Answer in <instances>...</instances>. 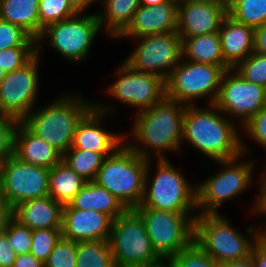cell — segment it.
I'll list each match as a JSON object with an SVG mask.
<instances>
[{
  "mask_svg": "<svg viewBox=\"0 0 266 267\" xmlns=\"http://www.w3.org/2000/svg\"><path fill=\"white\" fill-rule=\"evenodd\" d=\"M227 14L239 23L257 28L266 24V0H229Z\"/></svg>",
  "mask_w": 266,
  "mask_h": 267,
  "instance_id": "cell-31",
  "label": "cell"
},
{
  "mask_svg": "<svg viewBox=\"0 0 266 267\" xmlns=\"http://www.w3.org/2000/svg\"><path fill=\"white\" fill-rule=\"evenodd\" d=\"M148 159L140 157L126 143L105 157L93 180L108 190L126 209L141 204L144 196Z\"/></svg>",
  "mask_w": 266,
  "mask_h": 267,
  "instance_id": "cell-6",
  "label": "cell"
},
{
  "mask_svg": "<svg viewBox=\"0 0 266 267\" xmlns=\"http://www.w3.org/2000/svg\"><path fill=\"white\" fill-rule=\"evenodd\" d=\"M77 13L68 0H39L40 36L48 25L66 20Z\"/></svg>",
  "mask_w": 266,
  "mask_h": 267,
  "instance_id": "cell-32",
  "label": "cell"
},
{
  "mask_svg": "<svg viewBox=\"0 0 266 267\" xmlns=\"http://www.w3.org/2000/svg\"><path fill=\"white\" fill-rule=\"evenodd\" d=\"M225 70L221 66L195 63L181 58L166 80V98L185 105H197L206 97L215 104Z\"/></svg>",
  "mask_w": 266,
  "mask_h": 267,
  "instance_id": "cell-11",
  "label": "cell"
},
{
  "mask_svg": "<svg viewBox=\"0 0 266 267\" xmlns=\"http://www.w3.org/2000/svg\"><path fill=\"white\" fill-rule=\"evenodd\" d=\"M13 267H44V263L28 253L17 255Z\"/></svg>",
  "mask_w": 266,
  "mask_h": 267,
  "instance_id": "cell-46",
  "label": "cell"
},
{
  "mask_svg": "<svg viewBox=\"0 0 266 267\" xmlns=\"http://www.w3.org/2000/svg\"><path fill=\"white\" fill-rule=\"evenodd\" d=\"M168 261L171 267H221L195 241Z\"/></svg>",
  "mask_w": 266,
  "mask_h": 267,
  "instance_id": "cell-33",
  "label": "cell"
},
{
  "mask_svg": "<svg viewBox=\"0 0 266 267\" xmlns=\"http://www.w3.org/2000/svg\"><path fill=\"white\" fill-rule=\"evenodd\" d=\"M179 1H189L192 3H203L210 4L218 7H229V0H179Z\"/></svg>",
  "mask_w": 266,
  "mask_h": 267,
  "instance_id": "cell-50",
  "label": "cell"
},
{
  "mask_svg": "<svg viewBox=\"0 0 266 267\" xmlns=\"http://www.w3.org/2000/svg\"><path fill=\"white\" fill-rule=\"evenodd\" d=\"M259 227V240L266 246V224H260Z\"/></svg>",
  "mask_w": 266,
  "mask_h": 267,
  "instance_id": "cell-51",
  "label": "cell"
},
{
  "mask_svg": "<svg viewBox=\"0 0 266 267\" xmlns=\"http://www.w3.org/2000/svg\"><path fill=\"white\" fill-rule=\"evenodd\" d=\"M76 254L77 242L61 236L44 267H76Z\"/></svg>",
  "mask_w": 266,
  "mask_h": 267,
  "instance_id": "cell-37",
  "label": "cell"
},
{
  "mask_svg": "<svg viewBox=\"0 0 266 267\" xmlns=\"http://www.w3.org/2000/svg\"><path fill=\"white\" fill-rule=\"evenodd\" d=\"M186 106L165 97L160 103L133 114V126L129 134L125 133V143L142 158L167 159L164 152H176L183 146Z\"/></svg>",
  "mask_w": 266,
  "mask_h": 267,
  "instance_id": "cell-2",
  "label": "cell"
},
{
  "mask_svg": "<svg viewBox=\"0 0 266 267\" xmlns=\"http://www.w3.org/2000/svg\"><path fill=\"white\" fill-rule=\"evenodd\" d=\"M219 35L225 64L233 69L254 50V28L239 23L228 14L223 19Z\"/></svg>",
  "mask_w": 266,
  "mask_h": 267,
  "instance_id": "cell-21",
  "label": "cell"
},
{
  "mask_svg": "<svg viewBox=\"0 0 266 267\" xmlns=\"http://www.w3.org/2000/svg\"><path fill=\"white\" fill-rule=\"evenodd\" d=\"M263 170L264 172L261 173L260 177H258L260 179L256 180L258 181V183L256 182V184H258L257 187H259V190H257L258 195L256 196V199H254L252 207H250L251 214L253 213V215H259V218L262 216L264 217L261 224H263V220L264 223H266V169Z\"/></svg>",
  "mask_w": 266,
  "mask_h": 267,
  "instance_id": "cell-42",
  "label": "cell"
},
{
  "mask_svg": "<svg viewBox=\"0 0 266 267\" xmlns=\"http://www.w3.org/2000/svg\"><path fill=\"white\" fill-rule=\"evenodd\" d=\"M37 55V47H13L0 51V67L6 73L18 70Z\"/></svg>",
  "mask_w": 266,
  "mask_h": 267,
  "instance_id": "cell-39",
  "label": "cell"
},
{
  "mask_svg": "<svg viewBox=\"0 0 266 267\" xmlns=\"http://www.w3.org/2000/svg\"><path fill=\"white\" fill-rule=\"evenodd\" d=\"M14 156L25 163L52 168L62 160V154L34 134L22 121L14 136Z\"/></svg>",
  "mask_w": 266,
  "mask_h": 267,
  "instance_id": "cell-22",
  "label": "cell"
},
{
  "mask_svg": "<svg viewBox=\"0 0 266 267\" xmlns=\"http://www.w3.org/2000/svg\"><path fill=\"white\" fill-rule=\"evenodd\" d=\"M102 28L97 13L78 12L76 15L48 25L37 39V54L43 52L44 42L68 62L83 63ZM43 44V45H42Z\"/></svg>",
  "mask_w": 266,
  "mask_h": 267,
  "instance_id": "cell-8",
  "label": "cell"
},
{
  "mask_svg": "<svg viewBox=\"0 0 266 267\" xmlns=\"http://www.w3.org/2000/svg\"><path fill=\"white\" fill-rule=\"evenodd\" d=\"M57 96L43 107L33 109L22 122L63 155L72 147L78 123L95 106V101L74 92Z\"/></svg>",
  "mask_w": 266,
  "mask_h": 267,
  "instance_id": "cell-3",
  "label": "cell"
},
{
  "mask_svg": "<svg viewBox=\"0 0 266 267\" xmlns=\"http://www.w3.org/2000/svg\"><path fill=\"white\" fill-rule=\"evenodd\" d=\"M40 55H36L24 67L6 73L0 82V115L22 121L37 108L39 92ZM36 106V107H34Z\"/></svg>",
  "mask_w": 266,
  "mask_h": 267,
  "instance_id": "cell-16",
  "label": "cell"
},
{
  "mask_svg": "<svg viewBox=\"0 0 266 267\" xmlns=\"http://www.w3.org/2000/svg\"><path fill=\"white\" fill-rule=\"evenodd\" d=\"M214 105L241 128L266 105V88L246 81L234 69H229L223 73Z\"/></svg>",
  "mask_w": 266,
  "mask_h": 267,
  "instance_id": "cell-15",
  "label": "cell"
},
{
  "mask_svg": "<svg viewBox=\"0 0 266 267\" xmlns=\"http://www.w3.org/2000/svg\"><path fill=\"white\" fill-rule=\"evenodd\" d=\"M247 226L237 231L222 213L198 214L194 219V241L220 266L251 255L259 240V229Z\"/></svg>",
  "mask_w": 266,
  "mask_h": 267,
  "instance_id": "cell-4",
  "label": "cell"
},
{
  "mask_svg": "<svg viewBox=\"0 0 266 267\" xmlns=\"http://www.w3.org/2000/svg\"><path fill=\"white\" fill-rule=\"evenodd\" d=\"M61 236L62 232L59 228L33 230L30 253L45 263Z\"/></svg>",
  "mask_w": 266,
  "mask_h": 267,
  "instance_id": "cell-36",
  "label": "cell"
},
{
  "mask_svg": "<svg viewBox=\"0 0 266 267\" xmlns=\"http://www.w3.org/2000/svg\"><path fill=\"white\" fill-rule=\"evenodd\" d=\"M91 1L95 4V3H98V2L101 3L103 0H91Z\"/></svg>",
  "mask_w": 266,
  "mask_h": 267,
  "instance_id": "cell-55",
  "label": "cell"
},
{
  "mask_svg": "<svg viewBox=\"0 0 266 267\" xmlns=\"http://www.w3.org/2000/svg\"><path fill=\"white\" fill-rule=\"evenodd\" d=\"M134 50L125 58L132 69L161 77L165 82L182 58L178 31L133 39Z\"/></svg>",
  "mask_w": 266,
  "mask_h": 267,
  "instance_id": "cell-12",
  "label": "cell"
},
{
  "mask_svg": "<svg viewBox=\"0 0 266 267\" xmlns=\"http://www.w3.org/2000/svg\"><path fill=\"white\" fill-rule=\"evenodd\" d=\"M168 159L156 160V165H153L156 166L155 175L151 172L153 159H148L144 196L141 204L137 207L180 213H198L196 185L191 184ZM150 175L154 176L151 180Z\"/></svg>",
  "mask_w": 266,
  "mask_h": 267,
  "instance_id": "cell-5",
  "label": "cell"
},
{
  "mask_svg": "<svg viewBox=\"0 0 266 267\" xmlns=\"http://www.w3.org/2000/svg\"><path fill=\"white\" fill-rule=\"evenodd\" d=\"M251 258L255 267H266V246L260 240L253 245Z\"/></svg>",
  "mask_w": 266,
  "mask_h": 267,
  "instance_id": "cell-45",
  "label": "cell"
},
{
  "mask_svg": "<svg viewBox=\"0 0 266 267\" xmlns=\"http://www.w3.org/2000/svg\"><path fill=\"white\" fill-rule=\"evenodd\" d=\"M221 267H255V265L250 255L249 257L242 260L227 262L221 265Z\"/></svg>",
  "mask_w": 266,
  "mask_h": 267,
  "instance_id": "cell-48",
  "label": "cell"
},
{
  "mask_svg": "<svg viewBox=\"0 0 266 267\" xmlns=\"http://www.w3.org/2000/svg\"><path fill=\"white\" fill-rule=\"evenodd\" d=\"M168 0H140V4L144 6L158 5Z\"/></svg>",
  "mask_w": 266,
  "mask_h": 267,
  "instance_id": "cell-52",
  "label": "cell"
},
{
  "mask_svg": "<svg viewBox=\"0 0 266 267\" xmlns=\"http://www.w3.org/2000/svg\"><path fill=\"white\" fill-rule=\"evenodd\" d=\"M141 267H171V265H170L168 260H161L158 263L150 264V265H144Z\"/></svg>",
  "mask_w": 266,
  "mask_h": 267,
  "instance_id": "cell-53",
  "label": "cell"
},
{
  "mask_svg": "<svg viewBox=\"0 0 266 267\" xmlns=\"http://www.w3.org/2000/svg\"><path fill=\"white\" fill-rule=\"evenodd\" d=\"M113 219L95 210H80L70 204L62 210V236L74 242L109 240Z\"/></svg>",
  "mask_w": 266,
  "mask_h": 267,
  "instance_id": "cell-19",
  "label": "cell"
},
{
  "mask_svg": "<svg viewBox=\"0 0 266 267\" xmlns=\"http://www.w3.org/2000/svg\"><path fill=\"white\" fill-rule=\"evenodd\" d=\"M253 52L266 55V24L254 28Z\"/></svg>",
  "mask_w": 266,
  "mask_h": 267,
  "instance_id": "cell-44",
  "label": "cell"
},
{
  "mask_svg": "<svg viewBox=\"0 0 266 267\" xmlns=\"http://www.w3.org/2000/svg\"><path fill=\"white\" fill-rule=\"evenodd\" d=\"M13 47H37V40L22 27L0 19V51Z\"/></svg>",
  "mask_w": 266,
  "mask_h": 267,
  "instance_id": "cell-35",
  "label": "cell"
},
{
  "mask_svg": "<svg viewBox=\"0 0 266 267\" xmlns=\"http://www.w3.org/2000/svg\"><path fill=\"white\" fill-rule=\"evenodd\" d=\"M76 267H116L109 240L77 242Z\"/></svg>",
  "mask_w": 266,
  "mask_h": 267,
  "instance_id": "cell-29",
  "label": "cell"
},
{
  "mask_svg": "<svg viewBox=\"0 0 266 267\" xmlns=\"http://www.w3.org/2000/svg\"><path fill=\"white\" fill-rule=\"evenodd\" d=\"M98 19L104 31L113 40L131 23L134 13L140 7V0H103Z\"/></svg>",
  "mask_w": 266,
  "mask_h": 267,
  "instance_id": "cell-26",
  "label": "cell"
},
{
  "mask_svg": "<svg viewBox=\"0 0 266 267\" xmlns=\"http://www.w3.org/2000/svg\"><path fill=\"white\" fill-rule=\"evenodd\" d=\"M115 109L113 103L106 105L95 101V106L78 123L70 149L99 152L104 157L115 153L125 144V134L105 130L103 126V120L113 115Z\"/></svg>",
  "mask_w": 266,
  "mask_h": 267,
  "instance_id": "cell-17",
  "label": "cell"
},
{
  "mask_svg": "<svg viewBox=\"0 0 266 267\" xmlns=\"http://www.w3.org/2000/svg\"><path fill=\"white\" fill-rule=\"evenodd\" d=\"M233 69L246 81L266 88V55L252 52Z\"/></svg>",
  "mask_w": 266,
  "mask_h": 267,
  "instance_id": "cell-34",
  "label": "cell"
},
{
  "mask_svg": "<svg viewBox=\"0 0 266 267\" xmlns=\"http://www.w3.org/2000/svg\"><path fill=\"white\" fill-rule=\"evenodd\" d=\"M109 244L116 267H141L162 260L134 209H127L113 221Z\"/></svg>",
  "mask_w": 266,
  "mask_h": 267,
  "instance_id": "cell-10",
  "label": "cell"
},
{
  "mask_svg": "<svg viewBox=\"0 0 266 267\" xmlns=\"http://www.w3.org/2000/svg\"><path fill=\"white\" fill-rule=\"evenodd\" d=\"M0 19L22 27L36 40L40 37L39 0H0Z\"/></svg>",
  "mask_w": 266,
  "mask_h": 267,
  "instance_id": "cell-27",
  "label": "cell"
},
{
  "mask_svg": "<svg viewBox=\"0 0 266 267\" xmlns=\"http://www.w3.org/2000/svg\"><path fill=\"white\" fill-rule=\"evenodd\" d=\"M181 49L183 60L221 66L225 71L230 69L222 55L219 33L181 37Z\"/></svg>",
  "mask_w": 266,
  "mask_h": 267,
  "instance_id": "cell-24",
  "label": "cell"
},
{
  "mask_svg": "<svg viewBox=\"0 0 266 267\" xmlns=\"http://www.w3.org/2000/svg\"><path fill=\"white\" fill-rule=\"evenodd\" d=\"M70 205L75 209L95 210L104 213L113 220L127 210L114 195L94 181L86 182Z\"/></svg>",
  "mask_w": 266,
  "mask_h": 267,
  "instance_id": "cell-25",
  "label": "cell"
},
{
  "mask_svg": "<svg viewBox=\"0 0 266 267\" xmlns=\"http://www.w3.org/2000/svg\"><path fill=\"white\" fill-rule=\"evenodd\" d=\"M6 72L2 70V68L0 67V82L3 80V78L5 77Z\"/></svg>",
  "mask_w": 266,
  "mask_h": 267,
  "instance_id": "cell-54",
  "label": "cell"
},
{
  "mask_svg": "<svg viewBox=\"0 0 266 267\" xmlns=\"http://www.w3.org/2000/svg\"><path fill=\"white\" fill-rule=\"evenodd\" d=\"M13 217V208L0 200V234L6 230L9 220Z\"/></svg>",
  "mask_w": 266,
  "mask_h": 267,
  "instance_id": "cell-47",
  "label": "cell"
},
{
  "mask_svg": "<svg viewBox=\"0 0 266 267\" xmlns=\"http://www.w3.org/2000/svg\"><path fill=\"white\" fill-rule=\"evenodd\" d=\"M178 1L168 0L158 5L140 7L134 13L131 23L116 38H140L147 35L177 31Z\"/></svg>",
  "mask_w": 266,
  "mask_h": 267,
  "instance_id": "cell-18",
  "label": "cell"
},
{
  "mask_svg": "<svg viewBox=\"0 0 266 267\" xmlns=\"http://www.w3.org/2000/svg\"><path fill=\"white\" fill-rule=\"evenodd\" d=\"M242 136H248L266 151V105L261 111L252 116L242 127Z\"/></svg>",
  "mask_w": 266,
  "mask_h": 267,
  "instance_id": "cell-41",
  "label": "cell"
},
{
  "mask_svg": "<svg viewBox=\"0 0 266 267\" xmlns=\"http://www.w3.org/2000/svg\"><path fill=\"white\" fill-rule=\"evenodd\" d=\"M229 7L178 1V34L195 37L218 33Z\"/></svg>",
  "mask_w": 266,
  "mask_h": 267,
  "instance_id": "cell-20",
  "label": "cell"
},
{
  "mask_svg": "<svg viewBox=\"0 0 266 267\" xmlns=\"http://www.w3.org/2000/svg\"><path fill=\"white\" fill-rule=\"evenodd\" d=\"M16 255L28 254L32 245V230L12 217L4 231Z\"/></svg>",
  "mask_w": 266,
  "mask_h": 267,
  "instance_id": "cell-38",
  "label": "cell"
},
{
  "mask_svg": "<svg viewBox=\"0 0 266 267\" xmlns=\"http://www.w3.org/2000/svg\"><path fill=\"white\" fill-rule=\"evenodd\" d=\"M71 5L78 11V12H85L87 8L93 7L94 3L91 0H68Z\"/></svg>",
  "mask_w": 266,
  "mask_h": 267,
  "instance_id": "cell-49",
  "label": "cell"
},
{
  "mask_svg": "<svg viewBox=\"0 0 266 267\" xmlns=\"http://www.w3.org/2000/svg\"><path fill=\"white\" fill-rule=\"evenodd\" d=\"M209 107V108H208ZM214 104L187 105L184 113L182 141L211 161L231 160L253 152L241 136V128ZM248 154V155H247Z\"/></svg>",
  "mask_w": 266,
  "mask_h": 267,
  "instance_id": "cell-1",
  "label": "cell"
},
{
  "mask_svg": "<svg viewBox=\"0 0 266 267\" xmlns=\"http://www.w3.org/2000/svg\"><path fill=\"white\" fill-rule=\"evenodd\" d=\"M114 72L117 78L107 86V96L126 107L136 108L134 113L150 108L166 97L165 81L157 75L135 71L124 61Z\"/></svg>",
  "mask_w": 266,
  "mask_h": 267,
  "instance_id": "cell-14",
  "label": "cell"
},
{
  "mask_svg": "<svg viewBox=\"0 0 266 267\" xmlns=\"http://www.w3.org/2000/svg\"><path fill=\"white\" fill-rule=\"evenodd\" d=\"M19 120L0 115V163L14 155V136Z\"/></svg>",
  "mask_w": 266,
  "mask_h": 267,
  "instance_id": "cell-40",
  "label": "cell"
},
{
  "mask_svg": "<svg viewBox=\"0 0 266 267\" xmlns=\"http://www.w3.org/2000/svg\"><path fill=\"white\" fill-rule=\"evenodd\" d=\"M104 159L99 152L80 149H69L62 155V161L87 182L95 179Z\"/></svg>",
  "mask_w": 266,
  "mask_h": 267,
  "instance_id": "cell-30",
  "label": "cell"
},
{
  "mask_svg": "<svg viewBox=\"0 0 266 267\" xmlns=\"http://www.w3.org/2000/svg\"><path fill=\"white\" fill-rule=\"evenodd\" d=\"M156 254L169 260L194 241V219L198 213H180L136 207Z\"/></svg>",
  "mask_w": 266,
  "mask_h": 267,
  "instance_id": "cell-9",
  "label": "cell"
},
{
  "mask_svg": "<svg viewBox=\"0 0 266 267\" xmlns=\"http://www.w3.org/2000/svg\"><path fill=\"white\" fill-rule=\"evenodd\" d=\"M245 154L231 160L214 161L220 170L212 171L203 182L196 183L198 214H219L224 202L247 192L253 185L256 160H244Z\"/></svg>",
  "mask_w": 266,
  "mask_h": 267,
  "instance_id": "cell-7",
  "label": "cell"
},
{
  "mask_svg": "<svg viewBox=\"0 0 266 267\" xmlns=\"http://www.w3.org/2000/svg\"><path fill=\"white\" fill-rule=\"evenodd\" d=\"M16 253L10 245L9 239L3 232L0 234V267H13Z\"/></svg>",
  "mask_w": 266,
  "mask_h": 267,
  "instance_id": "cell-43",
  "label": "cell"
},
{
  "mask_svg": "<svg viewBox=\"0 0 266 267\" xmlns=\"http://www.w3.org/2000/svg\"><path fill=\"white\" fill-rule=\"evenodd\" d=\"M86 182L61 160L50 168L49 196L62 206L69 205Z\"/></svg>",
  "mask_w": 266,
  "mask_h": 267,
  "instance_id": "cell-28",
  "label": "cell"
},
{
  "mask_svg": "<svg viewBox=\"0 0 266 267\" xmlns=\"http://www.w3.org/2000/svg\"><path fill=\"white\" fill-rule=\"evenodd\" d=\"M63 206L49 195L26 200L13 208V217L29 229H62Z\"/></svg>",
  "mask_w": 266,
  "mask_h": 267,
  "instance_id": "cell-23",
  "label": "cell"
},
{
  "mask_svg": "<svg viewBox=\"0 0 266 267\" xmlns=\"http://www.w3.org/2000/svg\"><path fill=\"white\" fill-rule=\"evenodd\" d=\"M50 168L31 165L12 155L0 163V200L12 208L49 195Z\"/></svg>",
  "mask_w": 266,
  "mask_h": 267,
  "instance_id": "cell-13",
  "label": "cell"
}]
</instances>
